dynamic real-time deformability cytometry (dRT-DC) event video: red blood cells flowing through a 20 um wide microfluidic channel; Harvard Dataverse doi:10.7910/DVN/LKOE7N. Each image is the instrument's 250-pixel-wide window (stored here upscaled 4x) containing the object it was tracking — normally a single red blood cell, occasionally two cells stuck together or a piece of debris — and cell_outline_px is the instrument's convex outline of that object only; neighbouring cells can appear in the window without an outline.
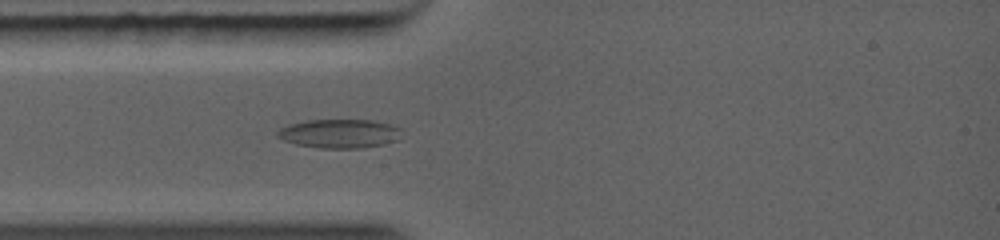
{"species": "common noctule bat (a hibernating species)", "species_latin": "Nyctalus noctula", "temperature_condition": "warm", "stored_images_in_passage": 34, "segment_of_instrument_passage": [1, 2], "camera_frame_rate_fps": 5000, "um_per_image_px": 0.085, "animal": {"sex": "female", "body_mass_g": 19.0, "forearm_length_mm": 56.7}, "frame": {"image": 1, "passage_image": 9, "time_ms": 2.2, "image_size_px": [1000, 240], "cell_outline_px": [[400, 128], [396, 140], [384, 144], [360, 148], [320, 148], [296, 144], [284, 140], [276, 136], [276, 132], [280, 128], [288, 124], [304, 120], [372, 120], [388, 124]], "centroid_in_image_um": [28.78, 11.35], "position_along_channel_um": 56.2, "area_um2": 20.75}}
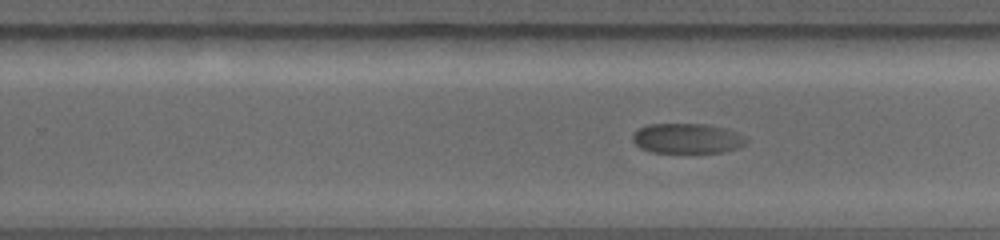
{"frame": {"image": 2, "passage_image": 22, "time_ms": 6.8, "image_size_px": [1000, 240], "cell_outline_px": [[748, 140], [744, 144], [736, 148], [720, 152], [652, 152], [640, 148], [632, 140], [632, 132], [648, 124], [704, 124], [724, 128], [736, 132], [744, 136]], "centroid_in_image_um": [58.36, 11.76], "position_along_channel_um": 271.4, "area_um2": 19.71}}
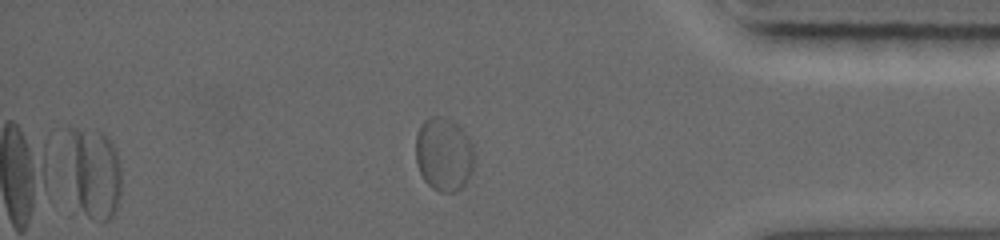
{"frame": {"image": 3, "passage_image": 31, "time_ms": 10.0, "image_size_px": [1000, 240], "cell_outline_px": [[120, 196], [116, 208], [112, 216], [108, 220], [104, 220], [88, 216], [84, 212], [80, 204], [76, 184], [72, 132], [80, 132], [104, 140], [112, 148], [120, 172]], "centroid_in_image_um": [8.17, 14.96], "position_along_channel_um": 427.0, "area_um2": 23.41}}